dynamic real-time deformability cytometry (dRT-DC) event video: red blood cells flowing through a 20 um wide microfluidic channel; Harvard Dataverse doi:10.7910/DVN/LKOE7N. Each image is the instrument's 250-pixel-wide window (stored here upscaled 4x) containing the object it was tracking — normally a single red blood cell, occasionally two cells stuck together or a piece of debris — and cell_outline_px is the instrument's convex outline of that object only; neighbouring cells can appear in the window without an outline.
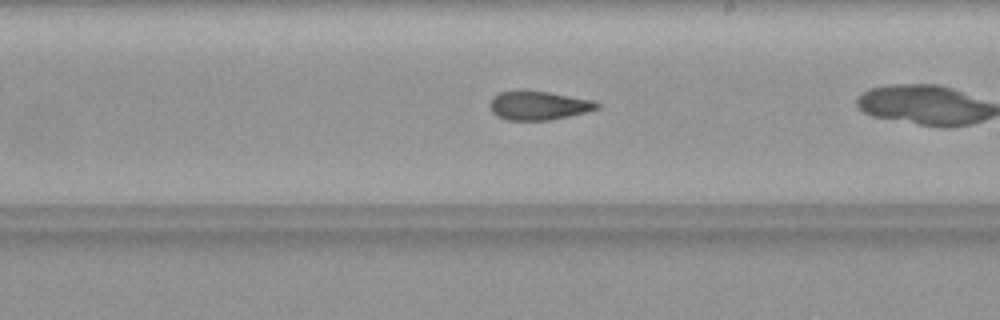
{"species": "common noctule bat (a hibernating species)", "species_latin": "Nyctalus noctula", "temperature_condition": "warm", "stored_images_in_passage": 23, "camera_frame_rate_fps": 3000, "um_per_image_px": 0.085, "animal": {"sex": "female", "body_mass_g": 19.9}, "frame": {"image": 1, "passage_image": 14, "time_ms": 4.333, "image_size_px": [1000, 320], "cell_outline_px": [[600, 108], [588, 112], [548, 120], [504, 120], [496, 116], [492, 112], [488, 104], [492, 96], [500, 92], [548, 92], [592, 100], [600, 104]], "centroid_in_image_um": [45.76, 8.99], "position_along_channel_um": 243.2, "area_um2": 17.8}}